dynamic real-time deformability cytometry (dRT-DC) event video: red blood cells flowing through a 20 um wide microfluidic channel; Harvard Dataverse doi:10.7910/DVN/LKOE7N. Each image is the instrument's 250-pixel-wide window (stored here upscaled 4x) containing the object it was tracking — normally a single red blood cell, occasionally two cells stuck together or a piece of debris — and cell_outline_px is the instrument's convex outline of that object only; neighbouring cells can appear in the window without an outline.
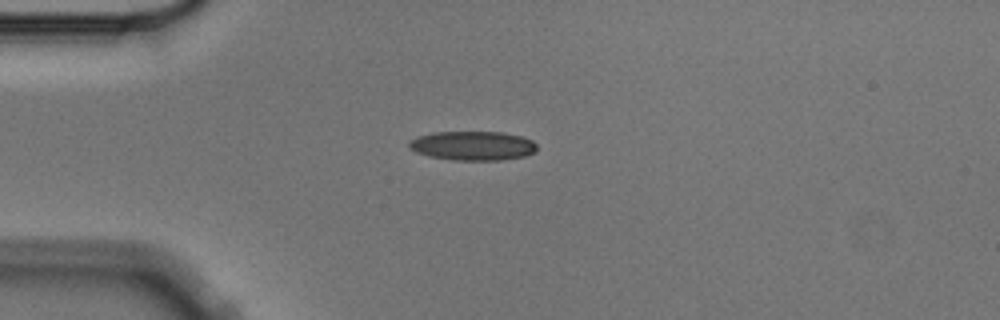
{"species": "Egyptian fruit bat (a non-hibernating species)", "species_latin": "Rousettus aegyptiacus", "temperature_condition": "cold", "stored_images_in_passage": 2, "camera_frame_rate_fps": 3000, "um_per_image_px": 0.085, "animal": {"sex": "male"}, "frame": {"image": 1, "passage_image": 1, "time_ms": 0.0, "image_size_px": [1000, 320], "cell_outline_px": [[536, 152], [524, 156], [500, 160], [452, 160], [428, 156], [416, 152], [408, 148], [408, 140], [416, 136], [432, 132], [500, 132], [520, 136], [532, 140], [536, 144]], "centroid_in_image_um": [40.13, 12.38], "position_along_channel_um": 44.9, "area_um2": 21.91}}